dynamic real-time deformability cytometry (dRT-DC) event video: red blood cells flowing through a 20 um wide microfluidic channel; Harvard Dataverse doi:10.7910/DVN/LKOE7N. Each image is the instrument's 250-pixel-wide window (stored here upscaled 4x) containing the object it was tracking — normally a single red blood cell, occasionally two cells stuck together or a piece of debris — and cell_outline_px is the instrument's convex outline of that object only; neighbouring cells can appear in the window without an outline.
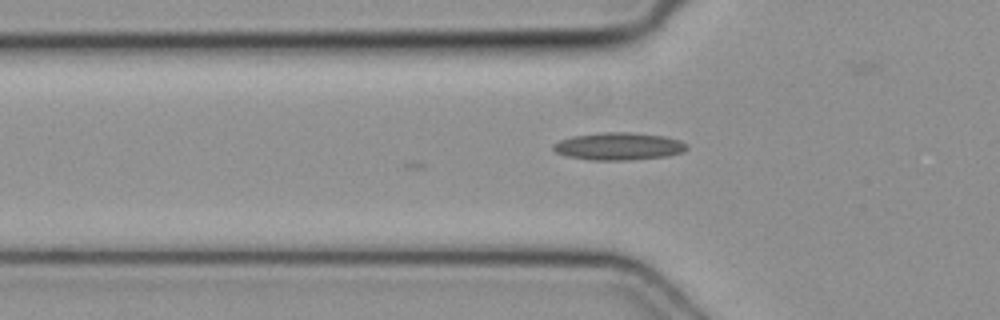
{"species": "common noctule bat (a hibernating species)", "species_latin": "Nyctalus noctula", "temperature_condition": "cold", "stored_images_in_passage": 9, "camera_frame_rate_fps": 3000, "um_per_image_px": 0.085, "animal": {"sex": "female", "body_mass_g": 19.3, "forearm_length_mm": 54.1}, "frame": {"image": 1, "passage_image": 2, "time_ms": 0.333, "image_size_px": [1000, 320], "cell_outline_px": [[688, 148], [684, 152], [668, 156], [628, 160], [592, 160], [568, 156], [556, 152], [552, 148], [552, 144], [560, 140], [572, 136], [604, 132], [628, 132], [664, 136], [680, 140], [688, 144]], "centroid_in_image_um": [52.62, 12.43], "position_along_channel_um": 73.2, "area_um2": 21.44}}
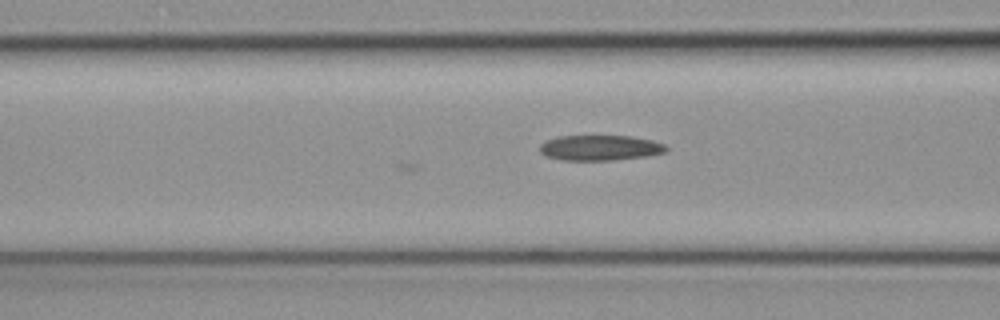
{"frame": {"image": 2, "passage_image": 5, "time_ms": 1.333, "image_size_px": [1000, 320], "cell_outline_px": [[668, 148], [664, 152], [648, 156], [612, 160], [564, 160], [548, 156], [540, 152], [540, 144], [556, 136], [632, 136], [652, 140], [664, 144]], "centroid_in_image_um": [51.02, 12.56], "position_along_channel_um": 115.6, "area_um2": 18.55}}